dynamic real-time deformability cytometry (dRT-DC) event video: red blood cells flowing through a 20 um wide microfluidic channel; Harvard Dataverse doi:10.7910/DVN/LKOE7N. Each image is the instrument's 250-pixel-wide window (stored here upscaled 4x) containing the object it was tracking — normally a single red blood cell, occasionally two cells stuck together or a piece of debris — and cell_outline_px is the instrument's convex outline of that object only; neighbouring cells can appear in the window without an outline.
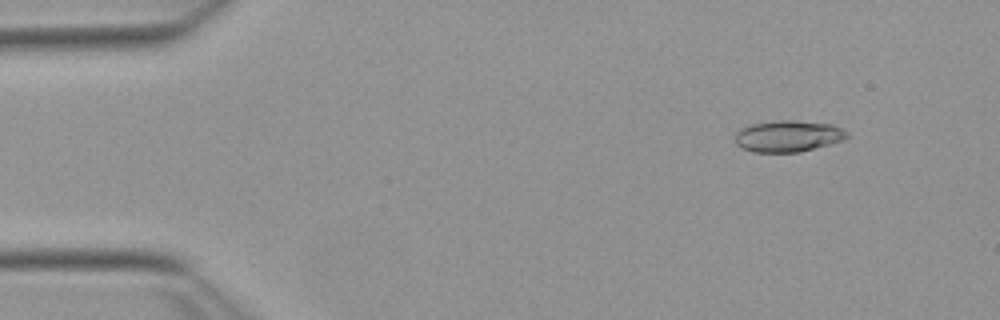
{"species": "Egyptian fruit bat (a non-hibernating species)", "species_latin": "Rousettus aegyptiacus", "temperature_condition": "warm", "stored_images_in_passage": 17, "camera_frame_rate_fps": 3000, "um_per_image_px": 0.085, "animal": {"sex": "female"}, "frame": {"image": 1, "passage_image": 6, "time_ms": 1.667, "image_size_px": [1000, 320], "cell_outline_px": [[848, 136], [844, 140], [800, 152], [752, 152], [740, 148], [736, 144], [736, 132], [740, 128], [752, 124], [776, 120], [792, 120], [832, 124], [848, 132]], "centroid_in_image_um": [66.97, 11.57], "position_along_channel_um": 18.0, "area_um2": 20.58}}
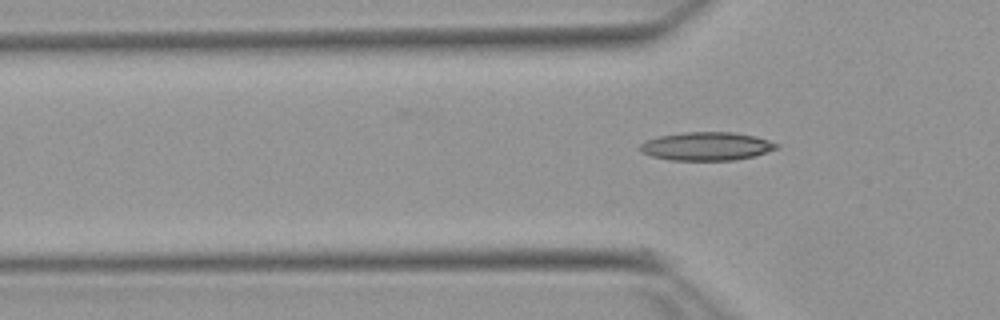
{"frame": {"image": 2, "passage_image": 17, "time_ms": 5.333, "image_size_px": [1000, 320], "cell_outline_px": [[780, 148], [756, 156], [736, 160], [668, 160], [652, 156], [640, 152], [640, 144], [644, 140], [660, 136], [684, 132], [732, 132], [756, 136], [780, 144]], "centroid_in_image_um": [60.09, 12.43], "position_along_channel_um": 65.7, "area_um2": 22.83}}